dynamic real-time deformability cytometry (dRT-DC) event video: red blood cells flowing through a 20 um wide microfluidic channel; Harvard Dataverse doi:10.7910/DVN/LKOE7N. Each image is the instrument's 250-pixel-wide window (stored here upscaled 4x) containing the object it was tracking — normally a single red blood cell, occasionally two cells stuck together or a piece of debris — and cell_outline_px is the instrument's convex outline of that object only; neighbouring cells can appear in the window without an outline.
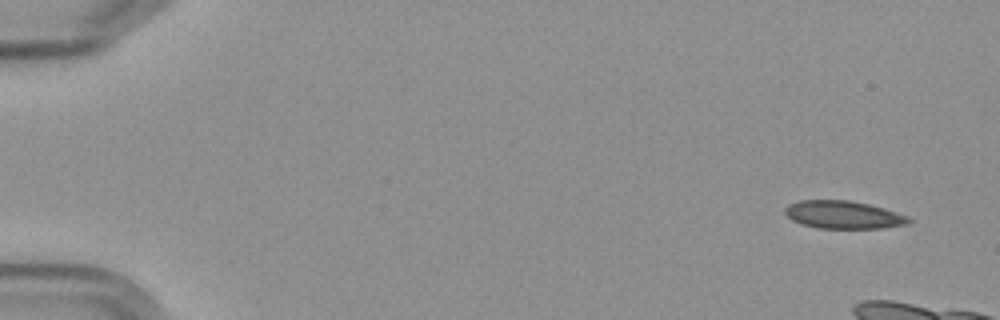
{"species": "Egyptian fruit bat (a non-hibernating species)", "species_latin": "Rousettus aegyptiacus", "temperature_condition": "cold", "stored_images_in_passage": 5, "camera_frame_rate_fps": 3000, "um_per_image_px": 0.085, "frame": {"image": 1, "passage_image": 1, "time_ms": 0.0, "image_size_px": [1000, 320], "cell_outline_px": [[912, 220], [908, 224], [884, 228], [816, 228], [800, 224], [792, 220], [784, 212], [784, 208], [788, 204], [800, 200], [848, 200], [868, 204], [884, 208], [908, 216]], "centroid_in_image_um": [71.67, 18.26], "position_along_channel_um": 13.3, "area_um2": 20.17}}